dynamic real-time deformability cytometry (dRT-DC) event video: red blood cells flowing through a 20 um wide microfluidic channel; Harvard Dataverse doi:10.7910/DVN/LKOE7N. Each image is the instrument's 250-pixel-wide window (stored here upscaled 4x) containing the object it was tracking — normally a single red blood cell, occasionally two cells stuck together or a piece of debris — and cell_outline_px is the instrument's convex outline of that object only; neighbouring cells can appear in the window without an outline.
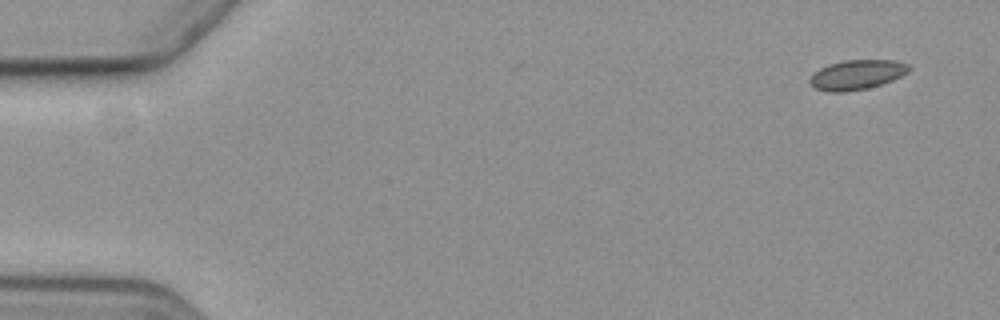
{"species": "common noctule bat (a hibernating species)", "species_latin": "Nyctalus noctula", "temperature_condition": "cold", "stored_images_in_passage": 2, "segment_of_instrument_passage": [2, 2], "camera_frame_rate_fps": 3000, "um_per_image_px": 0.085, "animal": {"sex": "female", "body_mass_g": 19.3, "forearm_length_mm": 54.1}, "frame": {"image": 1, "passage_image": 2, "time_ms": 1.333, "image_size_px": [1000, 320], "cell_outline_px": [[912, 68], [908, 72], [892, 80], [868, 88], [844, 92], [828, 92], [816, 88], [808, 84], [808, 80], [820, 68], [828, 64], [844, 60], [896, 60], [908, 64]], "centroid_in_image_um": [72.83, 6.35], "position_along_channel_um": 12.2, "area_um2": 17.17}}